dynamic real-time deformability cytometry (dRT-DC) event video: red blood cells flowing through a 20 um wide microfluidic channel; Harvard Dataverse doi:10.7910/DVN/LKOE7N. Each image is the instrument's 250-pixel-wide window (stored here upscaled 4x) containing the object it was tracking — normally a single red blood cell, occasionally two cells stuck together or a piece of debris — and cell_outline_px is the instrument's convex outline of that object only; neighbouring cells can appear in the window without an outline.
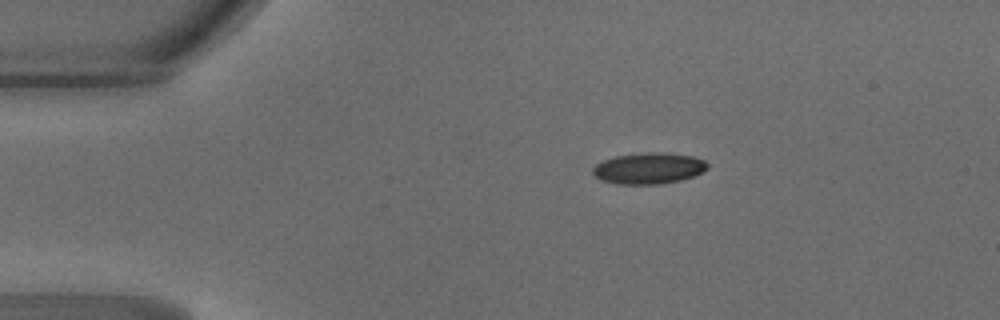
{"species": "common noctule bat (a hibernating species)", "species_latin": "Nyctalus noctula", "temperature_condition": "warm", "stored_images_in_passage": 40, "camera_frame_rate_fps": 3000, "um_per_image_px": 0.085, "animal": {"sex": "male", "body_mass_g": 18.8}, "frame": {"image": 1, "passage_image": 1, "time_ms": 0.0, "image_size_px": [1000, 320], "cell_outline_px": [[708, 168], [692, 176], [680, 180], [656, 184], [616, 184], [600, 180], [592, 172], [592, 168], [596, 164], [604, 160], [616, 156], [644, 152], [664, 152], [692, 156], [704, 160], [708, 164]], "centroid_in_image_um": [55.11, 14.3], "position_along_channel_um": 29.9, "area_um2": 20.75}}
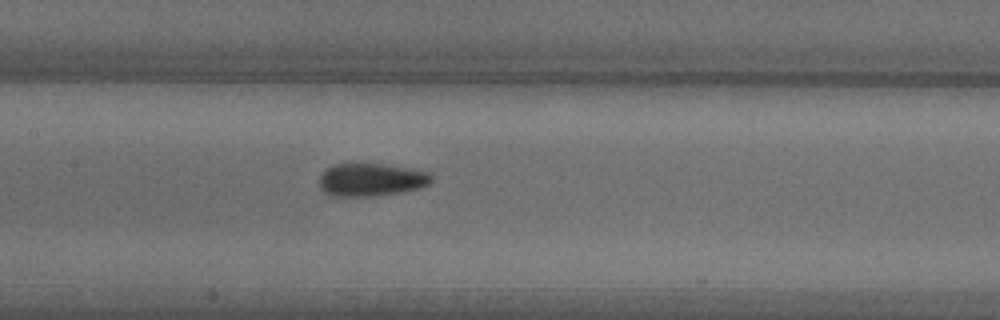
{"frame": {"image": 2, "passage_image": 15, "time_ms": 4.667, "image_size_px": [1000, 320], "cell_outline_px": [[432, 180], [428, 184], [416, 188], [400, 192], [376, 196], [328, 196], [320, 188], [320, 176], [332, 164], [384, 164], [408, 168], [428, 172], [432, 176]], "centroid_in_image_um": [31.51, 15.28], "position_along_channel_um": 175.9, "area_um2": 21.33}}
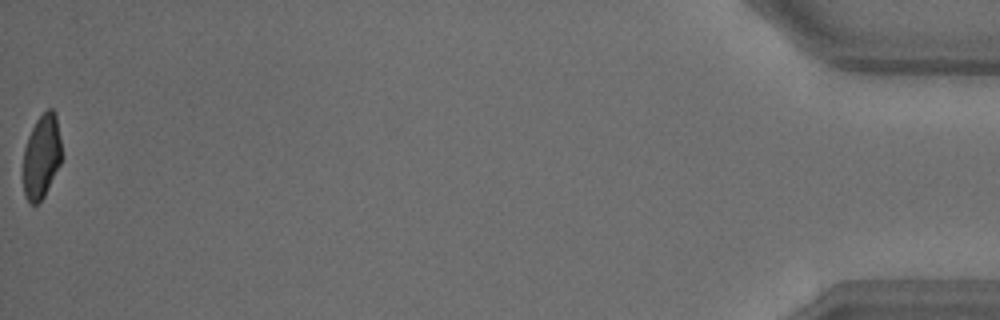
{"frame": {"image": 3, "passage_image": 40, "time_ms": 13.0, "image_size_px": [1000, 320], "cell_outline_px": [[60, 164], [44, 196], [36, 204], [28, 204], [24, 196], [24, 148], [28, 136], [36, 120], [48, 108], [52, 108], [56, 112], [60, 140]], "centroid_in_image_um": [3.52, 13.3], "position_along_channel_um": 431.7, "area_um2": 18.61}, "authors_computed_cell_mechanics": {"area_um2": 21.0392, "velocity_mm_per_s": 4.2448, "shape_relaxation_time_tau1_ms": 4.7041, "shape_relaxation_time_tau2_ms": 1.4968, "deformation_change_tau1": 0.1622, "deformation_change_tau2": 0.0794}}